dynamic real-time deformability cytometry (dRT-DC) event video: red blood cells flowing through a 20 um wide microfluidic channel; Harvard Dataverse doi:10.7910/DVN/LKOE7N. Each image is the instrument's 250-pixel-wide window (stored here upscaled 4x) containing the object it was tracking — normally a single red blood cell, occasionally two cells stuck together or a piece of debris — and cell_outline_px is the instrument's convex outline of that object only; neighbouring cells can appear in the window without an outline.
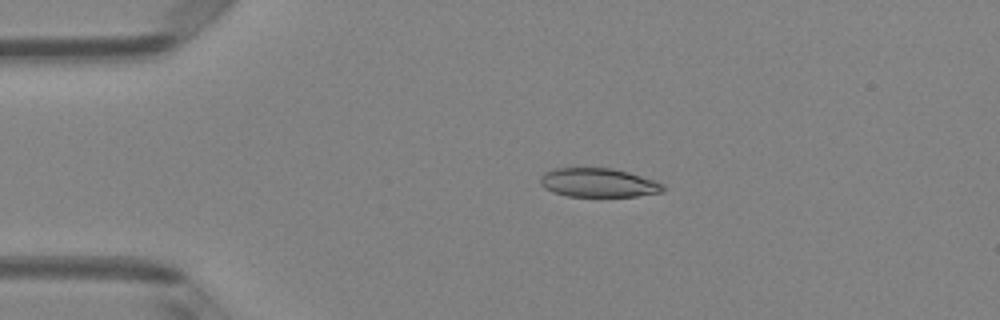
{"species": "Egyptian fruit bat (a non-hibernating species)", "species_latin": "Rousettus aegyptiacus", "temperature_condition": "room temperature", "stored_images_in_passage": 50, "camera_frame_rate_fps": 3000, "um_per_image_px": 0.085, "animal": {"sex": "female"}, "frame": {"image": 1, "passage_image": 11, "time_ms": 3.333, "image_size_px": [1000, 320], "cell_outline_px": [[664, 192], [636, 196], [568, 196], [552, 192], [544, 188], [540, 184], [540, 176], [544, 172], [552, 168], [612, 168], [628, 172], [656, 180], [664, 184]], "centroid_in_image_um": [50.85, 15.52], "position_along_channel_um": 34.1, "area_um2": 20.87}}
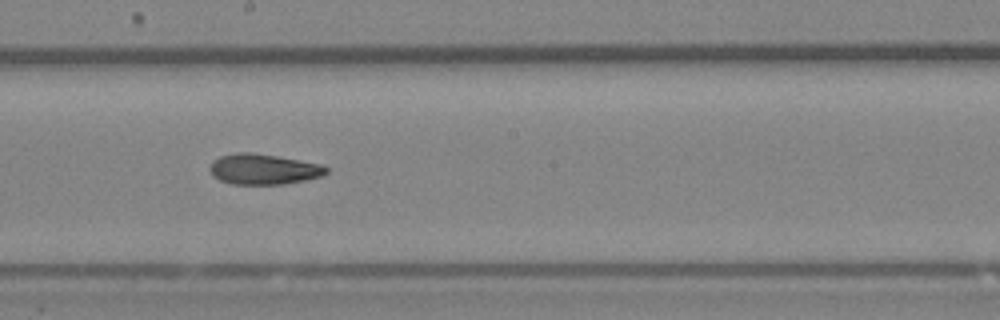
{"frame": {"image": 2, "passage_image": 28, "time_ms": 9.0, "image_size_px": [1000, 320], "cell_outline_px": [[328, 172], [320, 176], [304, 180], [284, 184], [232, 184], [220, 180], [212, 176], [208, 168], [212, 160], [220, 156], [236, 152], [252, 152], [324, 164], [328, 168]], "centroid_in_image_um": [22.37, 14.37], "position_along_channel_um": 225.8, "area_um2": 20.87}}
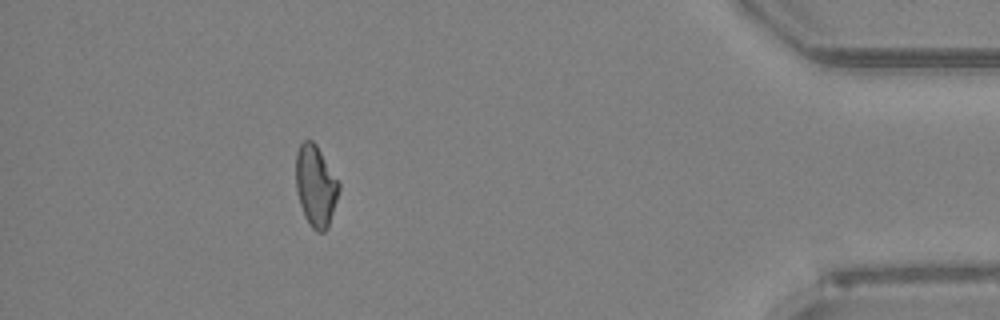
{"frame": {"image": 3, "passage_image": 45, "time_ms": 14.667, "image_size_px": [1000, 320], "cell_outline_px": [[340, 188], [328, 228], [324, 232], [316, 232], [312, 228], [304, 216], [296, 192], [296, 152], [300, 144], [304, 140], [312, 140], [316, 144], [340, 184]], "centroid_in_image_um": [26.82, 15.81], "position_along_channel_um": 408.4, "area_um2": 20.35}, "authors_computed_cell_mechanics": {"area_um2": 21.2415, "velocity_mm_per_s": 4.1371, "shape_relaxation_time_tau1_ms": 6.9758, "shape_relaxation_time_tau2_ms": 4.6968, "deformation_change_tau1": 0.1588, "deformation_change_tau2": 0.1239}}